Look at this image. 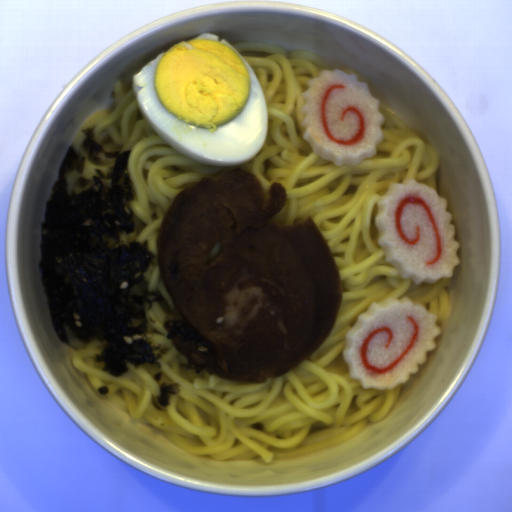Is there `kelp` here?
<instances>
[{
    "mask_svg": "<svg viewBox=\"0 0 512 512\" xmlns=\"http://www.w3.org/2000/svg\"><path fill=\"white\" fill-rule=\"evenodd\" d=\"M178 382L169 383L166 381L161 382L159 386V394L156 396L155 401L162 407H168L172 395L178 393Z\"/></svg>",
    "mask_w": 512,
    "mask_h": 512,
    "instance_id": "obj_3",
    "label": "kelp"
},
{
    "mask_svg": "<svg viewBox=\"0 0 512 512\" xmlns=\"http://www.w3.org/2000/svg\"><path fill=\"white\" fill-rule=\"evenodd\" d=\"M162 376H163V374L161 371L158 373H155V374H153V380L158 383V382L162 381Z\"/></svg>",
    "mask_w": 512,
    "mask_h": 512,
    "instance_id": "obj_5",
    "label": "kelp"
},
{
    "mask_svg": "<svg viewBox=\"0 0 512 512\" xmlns=\"http://www.w3.org/2000/svg\"><path fill=\"white\" fill-rule=\"evenodd\" d=\"M166 326L168 328V334L166 336L167 340L178 337L182 344L195 345L203 356L211 358L218 357L217 352L209 339L187 323H182L173 318L167 321Z\"/></svg>",
    "mask_w": 512,
    "mask_h": 512,
    "instance_id": "obj_2",
    "label": "kelp"
},
{
    "mask_svg": "<svg viewBox=\"0 0 512 512\" xmlns=\"http://www.w3.org/2000/svg\"><path fill=\"white\" fill-rule=\"evenodd\" d=\"M109 391V387H107L106 385L105 386H101L99 389H98V394L100 396H104L108 393Z\"/></svg>",
    "mask_w": 512,
    "mask_h": 512,
    "instance_id": "obj_4",
    "label": "kelp"
},
{
    "mask_svg": "<svg viewBox=\"0 0 512 512\" xmlns=\"http://www.w3.org/2000/svg\"><path fill=\"white\" fill-rule=\"evenodd\" d=\"M76 152L69 145L50 186L39 249L40 273L52 326L60 342L80 349L106 342L95 362L114 377L148 364L160 369L162 351L149 338L147 314L153 304L173 316L161 292L151 290L147 273L156 259L149 243L125 244L135 233V201L129 168L132 150H107L96 129ZM115 159L108 175L86 179L85 160Z\"/></svg>",
    "mask_w": 512,
    "mask_h": 512,
    "instance_id": "obj_1",
    "label": "kelp"
}]
</instances>
